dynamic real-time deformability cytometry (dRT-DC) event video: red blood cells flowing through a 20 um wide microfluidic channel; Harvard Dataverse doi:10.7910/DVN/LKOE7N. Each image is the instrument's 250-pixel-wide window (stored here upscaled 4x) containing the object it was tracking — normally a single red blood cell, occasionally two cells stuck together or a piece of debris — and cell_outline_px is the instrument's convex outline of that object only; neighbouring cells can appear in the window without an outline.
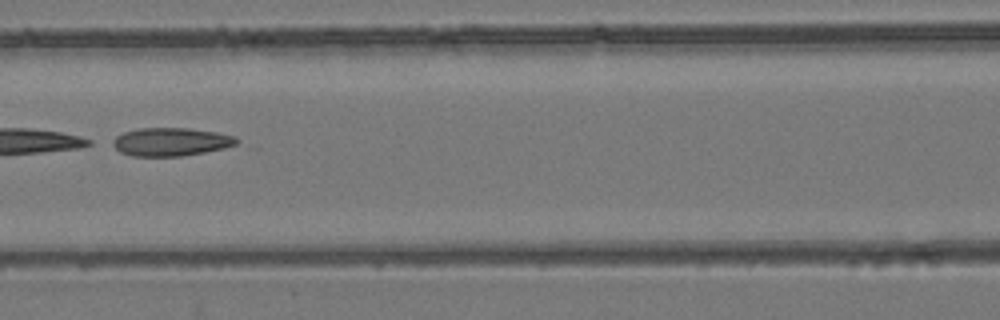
{"species": "common noctule bat (a hibernating species)", "species_latin": "Nyctalus noctula", "temperature_condition": "room temperature", "stored_images_in_passage": 7, "camera_frame_rate_fps": 3000, "um_per_image_px": 0.085, "animal": {"sex": "female", "body_mass_g": 24.6, "forearm_length_mm": 56.2}, "frame": {"image": 1, "passage_image": 7, "time_ms": 7.0, "image_size_px": [1000, 320], "cell_outline_px": [[240, 140], [236, 144], [224, 148], [204, 152], [180, 156], [132, 156], [120, 152], [108, 144], [108, 140], [124, 132], [136, 128], [188, 128], [216, 132], [236, 136]], "centroid_in_image_um": [14.45, 12.05], "position_along_channel_um": 152.1, "area_um2": 20.69}}